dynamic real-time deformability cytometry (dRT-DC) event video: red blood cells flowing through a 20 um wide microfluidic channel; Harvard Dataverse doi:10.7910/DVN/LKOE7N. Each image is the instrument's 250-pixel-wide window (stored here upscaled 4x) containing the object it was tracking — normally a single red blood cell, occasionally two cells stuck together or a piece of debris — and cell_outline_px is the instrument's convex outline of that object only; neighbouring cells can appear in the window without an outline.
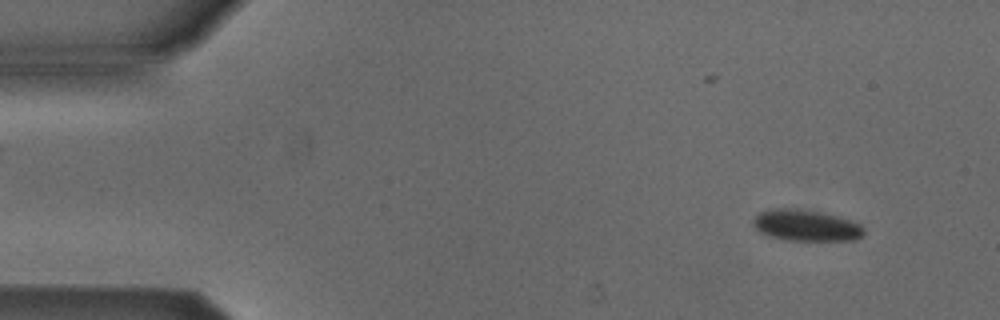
{"species": "Egyptian fruit bat (a non-hibernating species)", "species_latin": "Rousettus aegyptiacus", "temperature_condition": "cold", "stored_images_in_passage": 53, "camera_frame_rate_fps": 3000, "um_per_image_px": 0.085, "animal": {"sex": "male"}, "frame": {"image": 1, "passage_image": 4, "time_ms": 1.0, "image_size_px": [1000, 320], "cell_outline_px": [[864, 232], [856, 240], [788, 240], [768, 236], [760, 232], [752, 224], [752, 220], [760, 212], [784, 208], [796, 208], [836, 216], [860, 224], [864, 228]], "centroid_in_image_um": [68.49, 19.17], "position_along_channel_um": 16.5, "area_um2": 19.77}}
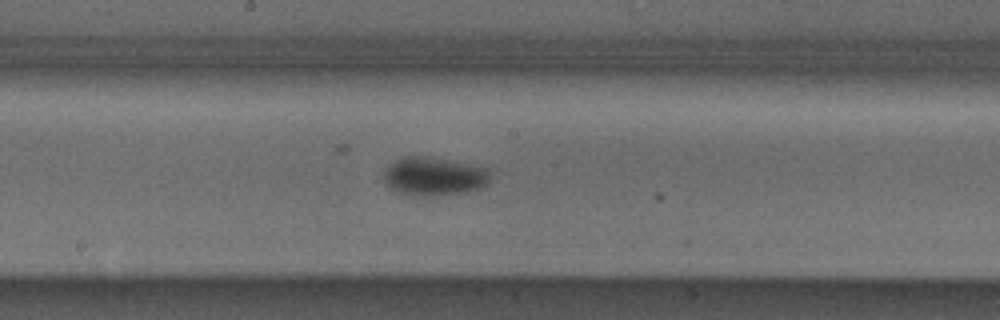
{"frame": {"image": 2, "passage_image": 27, "time_ms": 8.667, "image_size_px": [1000, 320], "cell_outline_px": [[492, 172], [488, 184], [480, 188], [464, 192], [436, 196], [408, 196], [396, 192], [384, 180], [384, 168], [396, 160], [408, 156], [424, 156], [488, 168]], "centroid_in_image_um": [36.89, 15.01], "position_along_channel_um": 211.3, "area_um2": 23.93}}
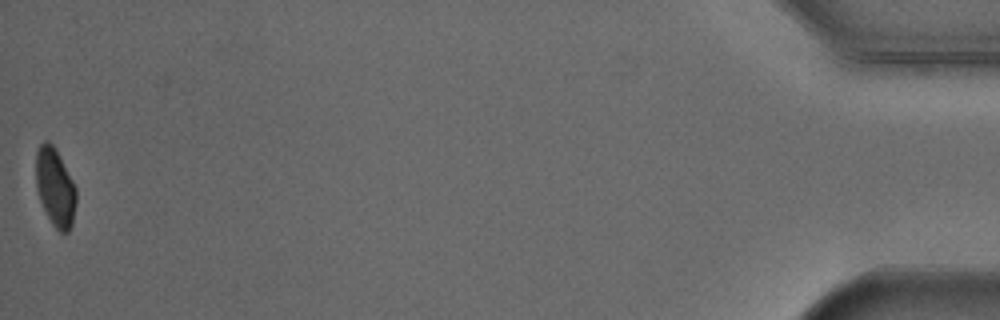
{"frame": {"image": 3, "passage_image": 52, "time_ms": 17.0, "image_size_px": [1000, 320], "cell_outline_px": [[76, 200], [72, 224], [68, 232], [60, 232], [52, 224], [40, 200], [36, 184], [36, 152], [40, 144], [44, 140], [48, 140], [56, 148], [76, 188]], "centroid_in_image_um": [4.69, 15.89], "position_along_channel_um": 430.5, "area_um2": 18.21}}